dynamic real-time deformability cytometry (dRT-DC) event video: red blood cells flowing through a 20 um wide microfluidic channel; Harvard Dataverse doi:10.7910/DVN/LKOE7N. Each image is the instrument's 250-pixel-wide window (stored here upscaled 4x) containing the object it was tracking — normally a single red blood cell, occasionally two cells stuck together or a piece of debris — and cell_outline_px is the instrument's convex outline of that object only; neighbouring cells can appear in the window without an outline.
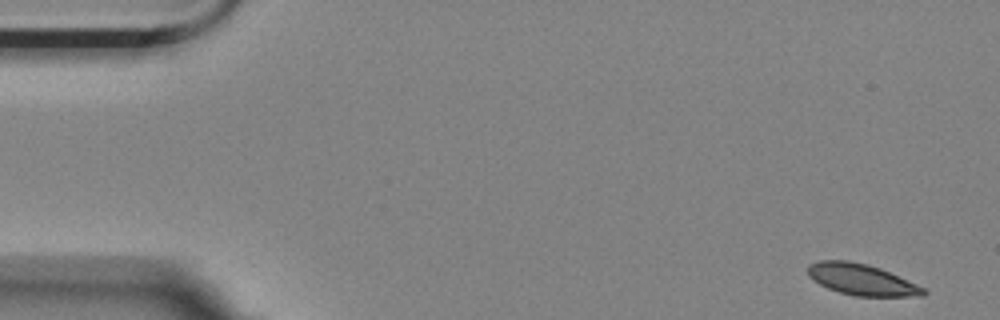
{"species": "Egyptian fruit bat (a non-hibernating species)", "species_latin": "Rousettus aegyptiacus", "temperature_condition": "room temperature", "stored_images_in_passage": 5, "camera_frame_rate_fps": 3000, "um_per_image_px": 0.085, "animal": {"sex": "female"}, "frame": {"image": 1, "passage_image": 1, "time_ms": 0.0, "image_size_px": [1000, 320], "cell_outline_px": [[928, 292], [924, 296], [856, 296], [840, 292], [828, 288], [812, 280], [808, 276], [808, 264], [820, 260], [848, 260], [868, 264], [880, 268], [916, 284], [924, 288]], "centroid_in_image_um": [73.21, 23.75], "position_along_channel_um": 11.8, "area_um2": 20.98}}
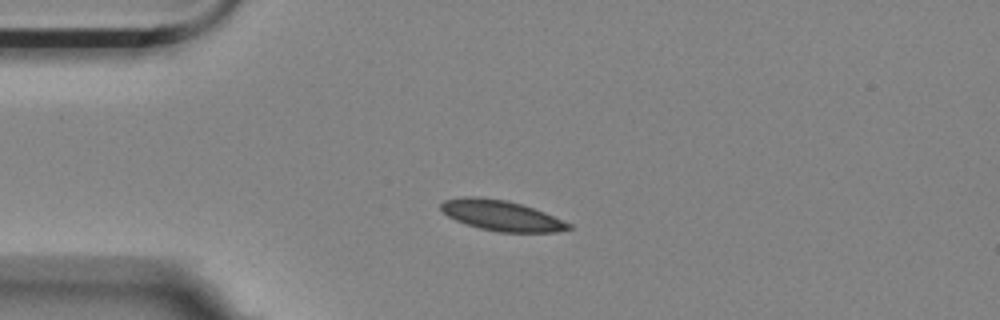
{"frame": {"image": 2, "passage_image": 4, "time_ms": 1.0, "image_size_px": [1000, 320], "cell_outline_px": [[572, 228], [556, 232], [500, 232], [480, 228], [464, 224], [448, 216], [440, 208], [440, 204], [444, 200], [464, 196], [472, 196], [504, 200], [520, 204], [544, 212], [572, 224]], "centroid_in_image_um": [42.6, 18.32], "position_along_channel_um": 42.4, "area_um2": 22.43}}